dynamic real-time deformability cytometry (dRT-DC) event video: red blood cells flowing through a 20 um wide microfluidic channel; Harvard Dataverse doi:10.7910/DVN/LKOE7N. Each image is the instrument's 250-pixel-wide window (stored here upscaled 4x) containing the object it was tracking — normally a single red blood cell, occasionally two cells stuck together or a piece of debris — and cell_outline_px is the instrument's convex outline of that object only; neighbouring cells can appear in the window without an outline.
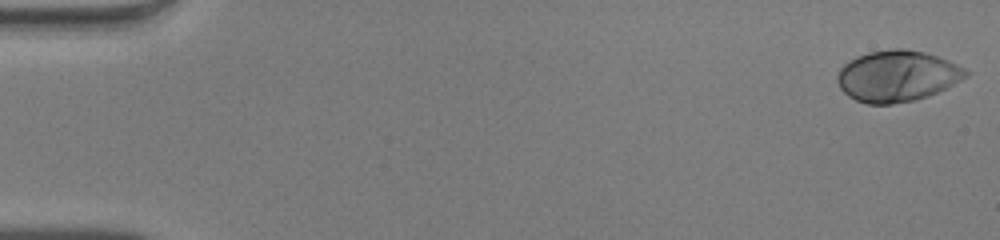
{"species": "human", "species_latin": "Homo sapiens", "temperature_condition": "warm", "stored_images_in_passage": 51, "camera_frame_rate_fps": 3000, "um_per_image_px": 0.085, "donor": {"sex": "male"}, "frame": {"image": 1, "passage_image": 1, "time_ms": 0.0, "image_size_px": [1000, 240], "cell_outline_px": [[972, 72], [968, 76], [928, 96], [916, 100], [892, 104], [868, 104], [856, 100], [848, 96], [840, 88], [836, 80], [836, 76], [840, 68], [848, 60], [856, 56], [868, 52], [892, 48], [904, 48], [924, 52], [948, 60]], "centroid_in_image_um": [76.23, 6.45], "position_along_channel_um": 8.8, "area_um2": 38.44}}
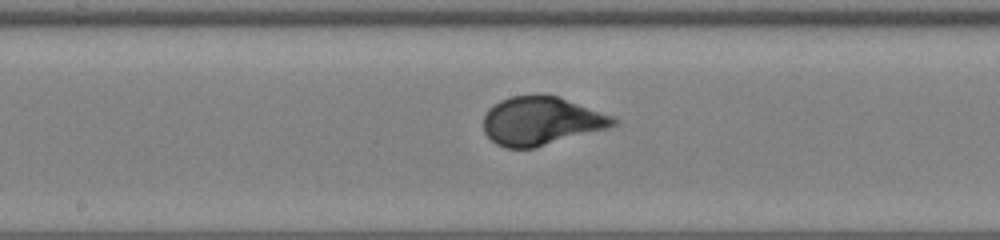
{"frame": {"image": 2, "passage_image": 27, "time_ms": 8.667, "image_size_px": [1000, 240], "cell_outline_px": [[620, 120], [616, 124], [608, 128], [532, 148], [508, 148], [496, 144], [484, 132], [484, 116], [488, 108], [500, 100], [512, 96], [556, 96], [616, 116]], "centroid_in_image_um": [46.02, 10.29], "position_along_channel_um": 202.2, "area_um2": 36.24}}
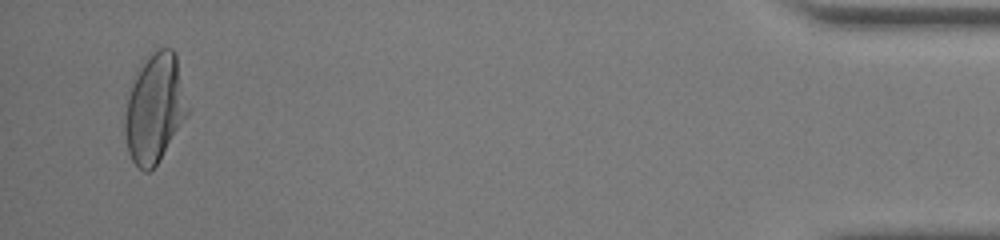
{"frame": {"image": 3, "passage_image": 49, "time_ms": 16.0, "image_size_px": [1000, 240], "cell_outline_px": [[192, 108], [188, 116], [160, 160], [148, 172], [144, 172], [132, 160], [128, 152], [124, 132], [124, 120], [128, 96], [132, 84], [140, 68], [148, 56], [152, 52], [160, 48], [172, 48], [176, 52]], "centroid_in_image_um": [13.22, 9.2], "position_along_channel_um": 422.0, "area_um2": 40.52}, "authors_computed_cell_mechanics": {"area_um2": 36.8764, "velocity_mm_per_s": 4.0666, "shape_relaxation_time_tau1_ms": 3.1342, "shape_relaxation_time_tau2_ms": null, "deformation_change_tau1": 0.1984, "deformation_change_tau2": null}}